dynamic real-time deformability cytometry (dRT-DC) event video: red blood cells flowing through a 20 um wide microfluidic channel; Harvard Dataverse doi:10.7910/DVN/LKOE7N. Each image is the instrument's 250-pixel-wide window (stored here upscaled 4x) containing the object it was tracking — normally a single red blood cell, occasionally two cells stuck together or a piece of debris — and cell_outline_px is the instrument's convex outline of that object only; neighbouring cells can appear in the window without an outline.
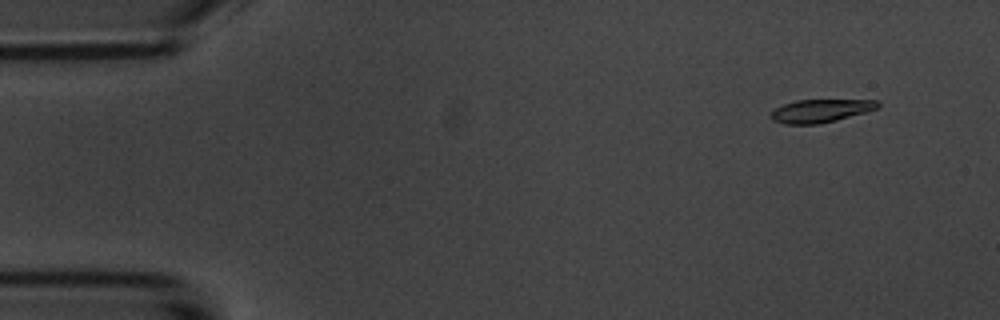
{"species": "common noctule bat (a hibernating species)", "species_latin": "Nyctalus noctula", "temperature_condition": "room temperature", "stored_images_in_passage": 10, "camera_frame_rate_fps": 3000, "um_per_image_px": 0.085, "animal": {"sex": "male", "body_mass_g": 20.1, "forearm_length_mm": 53.5}, "frame": {"image": 1, "passage_image": 2, "time_ms": 1.333, "image_size_px": [1000, 320], "cell_outline_px": [[880, 104], [876, 108], [864, 112], [836, 120], [820, 124], [784, 124], [772, 120], [768, 116], [768, 112], [784, 104], [796, 100], [876, 100]], "centroid_in_image_um": [69.65, 9.42], "position_along_channel_um": 15.3, "area_um2": 14.33}}
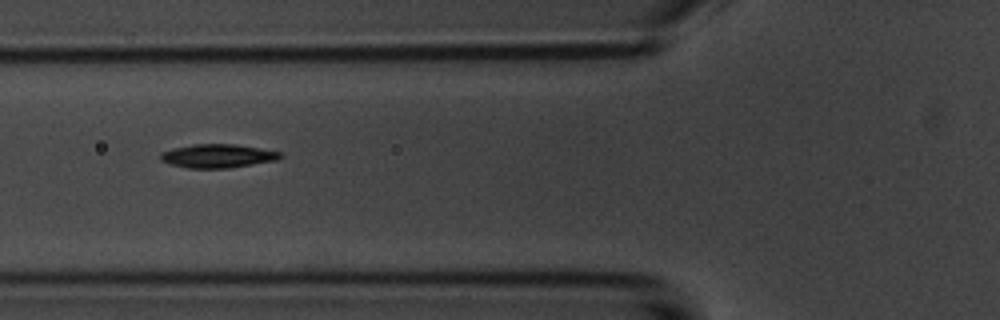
{"frame": {"image": 2, "passage_image": 6, "time_ms": 6.667, "image_size_px": [1000, 320], "cell_outline_px": [[284, 156], [280, 160], [228, 168], [188, 168], [168, 164], [160, 160], [160, 152], [172, 148], [192, 144], [232, 144], [280, 152]], "centroid_in_image_um": [18.47, 13.26], "position_along_channel_um": 107.3, "area_um2": 16.59}}
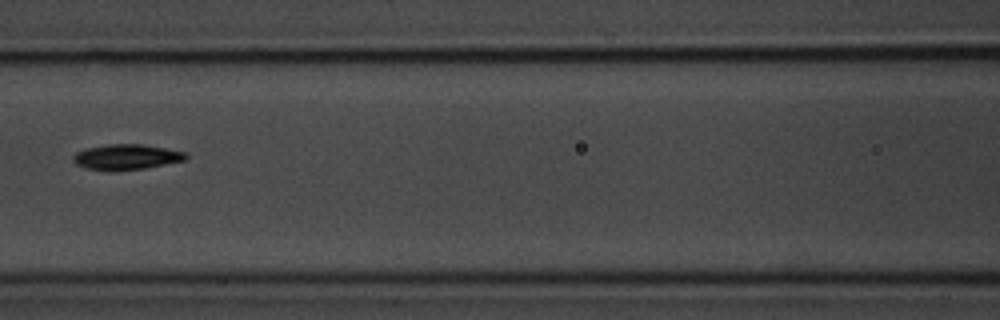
{"frame": {"image": 3, "passage_image": 7, "time_ms": 8.0, "image_size_px": [1000, 320], "cell_outline_px": [[188, 156], [184, 160], [144, 168], [116, 172], [112, 172], [88, 168], [76, 164], [72, 160], [72, 156], [76, 152], [88, 148], [108, 144], [140, 144], [188, 152]], "centroid_in_image_um": [10.72, 13.35], "position_along_channel_um": 155.9, "area_um2": 16.7}}